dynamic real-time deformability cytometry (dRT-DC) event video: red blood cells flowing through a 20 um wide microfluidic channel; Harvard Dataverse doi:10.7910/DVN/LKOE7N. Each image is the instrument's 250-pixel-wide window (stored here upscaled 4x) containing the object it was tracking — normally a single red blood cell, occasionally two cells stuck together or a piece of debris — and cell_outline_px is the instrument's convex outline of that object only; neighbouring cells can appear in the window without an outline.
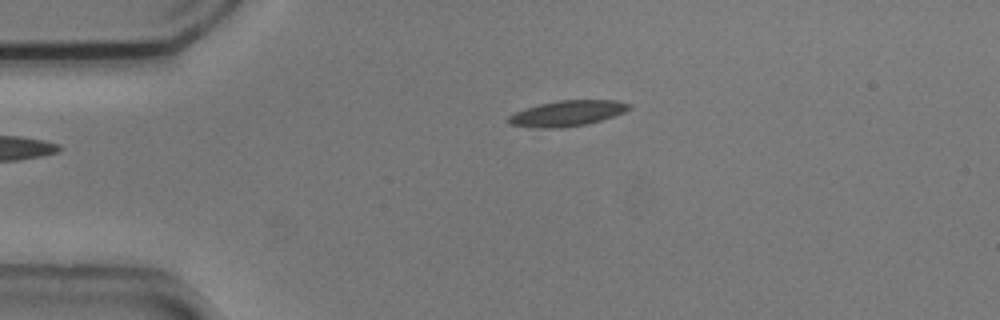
{"species": "common noctule bat (a hibernating species)", "species_latin": "Nyctalus noctula", "temperature_condition": "cold", "stored_images_in_passage": 8, "camera_frame_rate_fps": 3000, "um_per_image_px": 0.085, "animal": {"sex": "male", "body_mass_g": 20.5, "forearm_length_mm": 52.5}, "frame": {"image": 1, "passage_image": 1, "time_ms": 0.0, "image_size_px": [1000, 320], "cell_outline_px": [[632, 108], [624, 112], [588, 124], [560, 128], [540, 128], [508, 124], [504, 120], [508, 116], [516, 112], [540, 104], [556, 100], [616, 100], [632, 104]], "centroid_in_image_um": [48.21, 9.63], "position_along_channel_um": 36.8, "area_um2": 18.03}}